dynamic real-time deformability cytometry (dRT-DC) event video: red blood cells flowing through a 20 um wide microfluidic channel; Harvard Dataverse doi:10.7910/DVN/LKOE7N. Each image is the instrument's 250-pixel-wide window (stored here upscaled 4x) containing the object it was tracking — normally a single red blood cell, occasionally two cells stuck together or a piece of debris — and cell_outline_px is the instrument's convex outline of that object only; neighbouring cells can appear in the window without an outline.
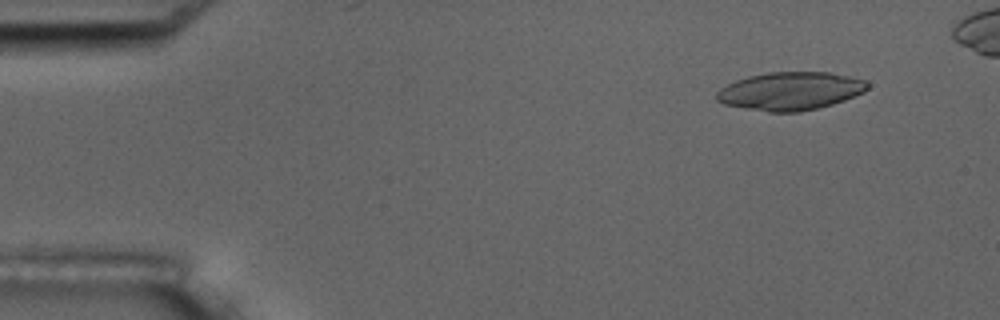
{"species": "common noctule bat (a hibernating species)", "species_latin": "Nyctalus noctula", "temperature_condition": "room temperature", "stored_images_in_passage": 5, "camera_frame_rate_fps": 3000, "um_per_image_px": 0.085, "animal": {"sex": "male", "body_mass_g": 17.5, "forearm_length_mm": 52.3}, "frame": {"image": 1, "passage_image": 1, "time_ms": 0.0, "image_size_px": [1000, 320], "cell_outline_px": [[868, 88], [864, 92], [844, 100], [832, 104], [800, 112], [768, 112], [724, 104], [716, 100], [716, 92], [720, 88], [736, 80], [748, 76], [768, 72], [828, 72], [848, 76], [864, 80], [868, 84]], "centroid_in_image_um": [67.15, 7.74], "position_along_channel_um": 17.8, "area_um2": 33.35}}